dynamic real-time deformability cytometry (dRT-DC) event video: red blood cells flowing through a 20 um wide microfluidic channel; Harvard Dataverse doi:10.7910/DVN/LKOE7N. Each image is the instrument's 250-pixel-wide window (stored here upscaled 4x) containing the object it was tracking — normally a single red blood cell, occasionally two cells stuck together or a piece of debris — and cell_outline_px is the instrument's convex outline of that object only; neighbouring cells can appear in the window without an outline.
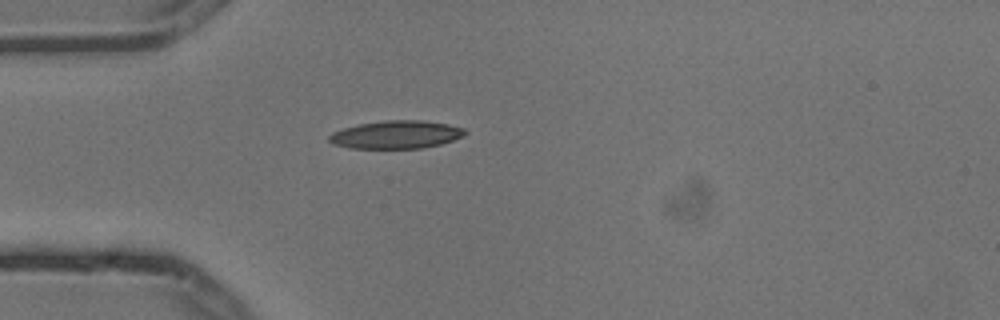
{"species": "common noctule bat (a hibernating species)", "species_latin": "Nyctalus noctula", "temperature_condition": "cold", "stored_images_in_passage": 1, "camera_frame_rate_fps": 3000, "um_per_image_px": 0.085, "animal": {"sex": "male", "body_mass_g": 13.3}, "frame": {"image": 1, "passage_image": 1, "time_ms": 0.0, "image_size_px": [1000, 320], "cell_outline_px": [[468, 132], [464, 136], [440, 144], [424, 148], [348, 148], [332, 144], [328, 140], [328, 136], [332, 132], [344, 128], [360, 124], [388, 120], [420, 120], [448, 124], [464, 128]], "centroid_in_image_um": [33.67, 11.45], "position_along_channel_um": 51.3, "area_um2": 22.14}}